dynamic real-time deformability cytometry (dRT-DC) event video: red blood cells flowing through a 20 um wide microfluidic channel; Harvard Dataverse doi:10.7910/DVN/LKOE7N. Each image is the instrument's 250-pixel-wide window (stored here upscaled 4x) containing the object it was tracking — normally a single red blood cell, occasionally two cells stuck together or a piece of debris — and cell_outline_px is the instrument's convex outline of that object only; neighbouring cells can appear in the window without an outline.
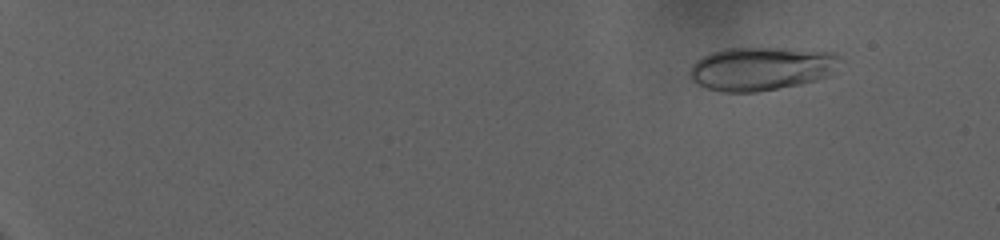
{"species": "human", "species_latin": "Homo sapiens", "temperature_condition": "warm", "stored_images_in_passage": 78, "camera_frame_rate_fps": 3000, "um_per_image_px": 0.085, "donor": {"sex": "female"}, "frame": {"image": 1, "passage_image": 10, "time_ms": 3.0, "image_size_px": [1000, 240], "cell_outline_px": [[844, 60], [832, 76], [800, 84], [756, 92], [724, 92], [704, 88], [696, 84], [688, 76], [688, 72], [692, 64], [696, 60], [712, 52], [724, 48], [784, 48], [836, 52]], "centroid_in_image_um": [64.75, 5.83], "position_along_channel_um": 20.2, "area_um2": 38.84}}
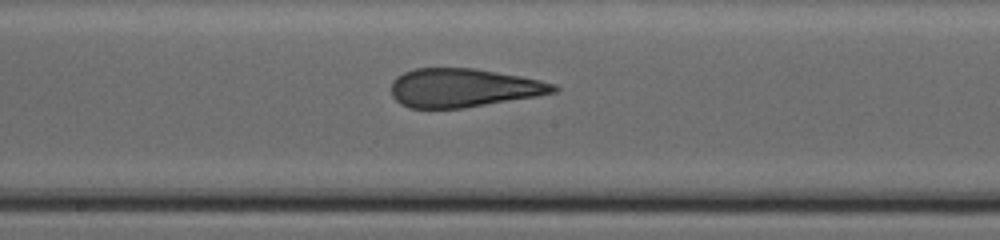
{"frame": {"image": 2, "passage_image": 50, "time_ms": 16.333, "image_size_px": [1000, 240], "cell_outline_px": [[560, 88], [556, 92], [536, 96], [460, 108], [408, 108], [400, 104], [392, 96], [392, 80], [396, 76], [412, 68], [476, 68], [520, 76], [540, 80], [556, 84]], "centroid_in_image_um": [39.36, 7.45], "position_along_channel_um": 208.8, "area_um2": 36.53}}
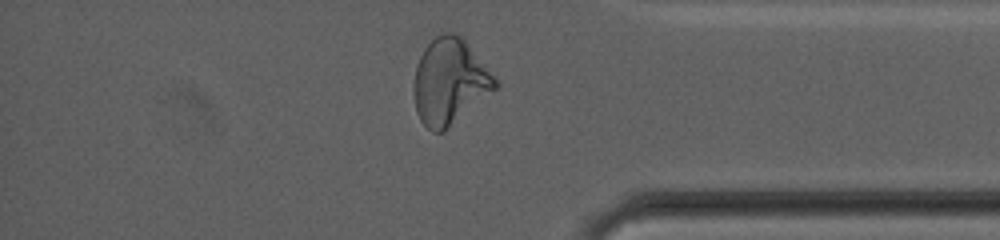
{"frame": {"image": 3, "passage_image": 71, "time_ms": 23.333, "image_size_px": [1000, 240], "cell_outline_px": [[500, 80], [496, 88], [444, 132], [432, 132], [420, 120], [416, 112], [412, 92], [412, 84], [416, 64], [424, 48], [440, 32], [452, 32], [460, 36], [464, 40]], "centroid_in_image_um": [38.2, 6.94], "position_along_channel_um": 397.0, "area_um2": 40.98}, "authors_computed_cell_mechanics": {"area_um2": 37.6278, "velocity_mm_per_s": 2.8028, "shape_relaxation_time_tau1_ms": null, "shape_relaxation_time_tau2_ms": 1.4157, "deformation_change_tau1": null, "deformation_change_tau2": 0.0963}}